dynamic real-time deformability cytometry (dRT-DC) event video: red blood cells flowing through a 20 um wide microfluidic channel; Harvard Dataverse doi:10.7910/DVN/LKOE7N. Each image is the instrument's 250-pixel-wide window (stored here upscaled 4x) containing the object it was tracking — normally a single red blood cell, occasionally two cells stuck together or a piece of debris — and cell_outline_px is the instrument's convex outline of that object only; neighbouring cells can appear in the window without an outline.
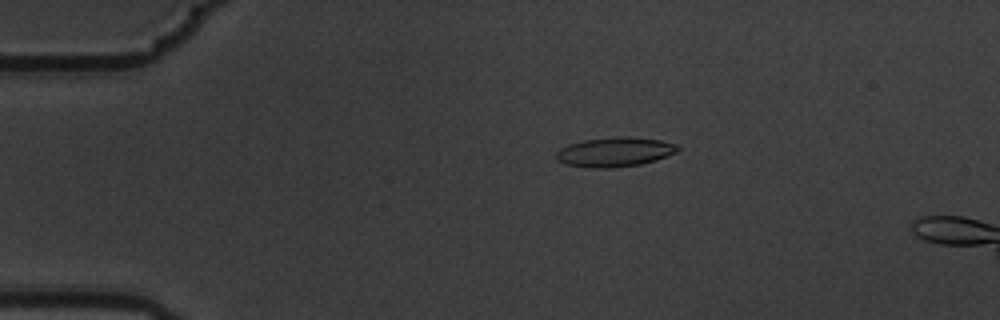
{"species": "common noctule bat (a hibernating species)", "species_latin": "Nyctalus noctula", "temperature_condition": "warm", "stored_images_in_passage": 4, "camera_frame_rate_fps": 3000, "um_per_image_px": 0.085, "animal": {"sex": "male", "body_mass_g": 19.5, "forearm_length_mm": 54.6}, "frame": {"image": 1, "passage_image": 2, "time_ms": 0.333, "image_size_px": [1000, 320], "cell_outline_px": [[680, 148], [676, 152], [656, 160], [640, 164], [612, 168], [592, 168], [564, 164], [556, 160], [556, 152], [560, 148], [568, 144], [584, 140], [620, 136], [628, 136], [660, 140], [676, 144]], "centroid_in_image_um": [52.23, 12.92], "position_along_channel_um": 32.8, "area_um2": 20.92}}